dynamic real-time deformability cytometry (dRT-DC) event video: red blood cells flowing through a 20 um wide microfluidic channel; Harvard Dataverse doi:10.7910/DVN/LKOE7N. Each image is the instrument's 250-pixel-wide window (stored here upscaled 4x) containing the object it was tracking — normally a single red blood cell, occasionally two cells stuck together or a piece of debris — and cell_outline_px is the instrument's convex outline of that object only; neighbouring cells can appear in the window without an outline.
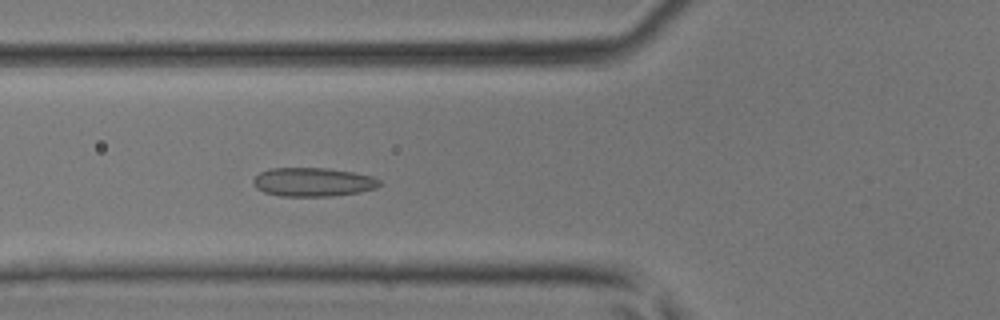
{"species": "common noctule bat (a hibernating species)", "species_latin": "Nyctalus noctula", "temperature_condition": "room temperature", "stored_images_in_passage": 44, "camera_frame_rate_fps": 3000, "um_per_image_px": 0.085, "animal": {"sex": "male", "body_mass_g": 17.9, "forearm_length_mm": 54.2}, "frame": {"image": 1, "passage_image": 16, "time_ms": 5.0, "image_size_px": [1000, 320], "cell_outline_px": [[380, 184], [376, 188], [360, 192], [332, 196], [280, 196], [264, 192], [256, 188], [252, 184], [252, 180], [260, 172], [272, 168], [324, 168], [352, 172], [372, 176], [380, 180]], "centroid_in_image_um": [26.58, 15.48], "position_along_channel_um": 99.2, "area_um2": 21.15}}
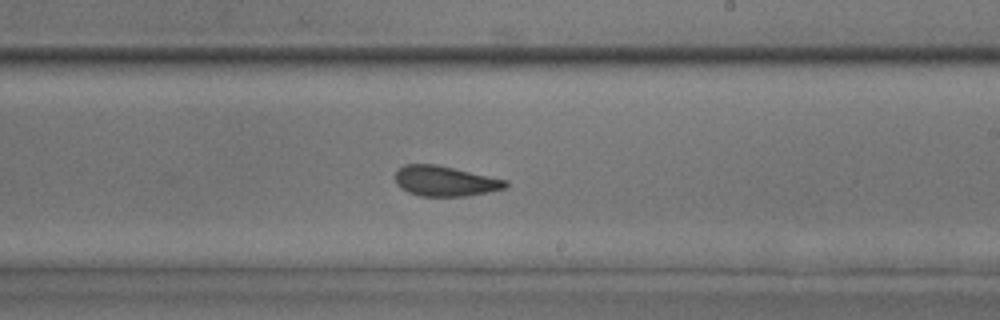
{"frame": {"image": 2, "passage_image": 26, "time_ms": 8.333, "image_size_px": [1000, 320], "cell_outline_px": [[508, 184], [504, 188], [488, 192], [464, 196], [420, 196], [408, 192], [400, 188], [396, 184], [396, 172], [404, 164], [436, 164], [508, 180]], "centroid_in_image_um": [37.81, 15.39], "position_along_channel_um": 251.2, "area_um2": 19.36}}
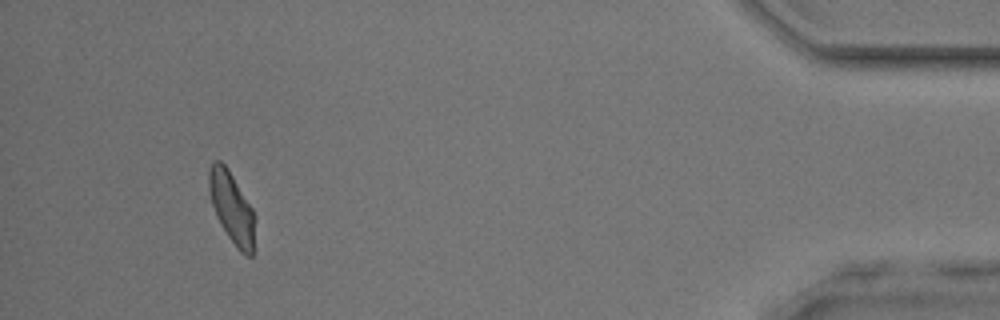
{"frame": {"image": 3, "passage_image": 41, "time_ms": 13.333, "image_size_px": [1000, 320], "cell_outline_px": [[256, 220], [252, 256], [248, 256], [240, 252], [236, 248], [228, 236], [216, 216], [212, 204], [208, 188], [208, 172], [212, 164], [216, 160], [220, 160], [228, 168], [252, 208], [256, 216]], "centroid_in_image_um": [19.71, 17.67], "position_along_channel_um": 415.5, "area_um2": 19.13}}